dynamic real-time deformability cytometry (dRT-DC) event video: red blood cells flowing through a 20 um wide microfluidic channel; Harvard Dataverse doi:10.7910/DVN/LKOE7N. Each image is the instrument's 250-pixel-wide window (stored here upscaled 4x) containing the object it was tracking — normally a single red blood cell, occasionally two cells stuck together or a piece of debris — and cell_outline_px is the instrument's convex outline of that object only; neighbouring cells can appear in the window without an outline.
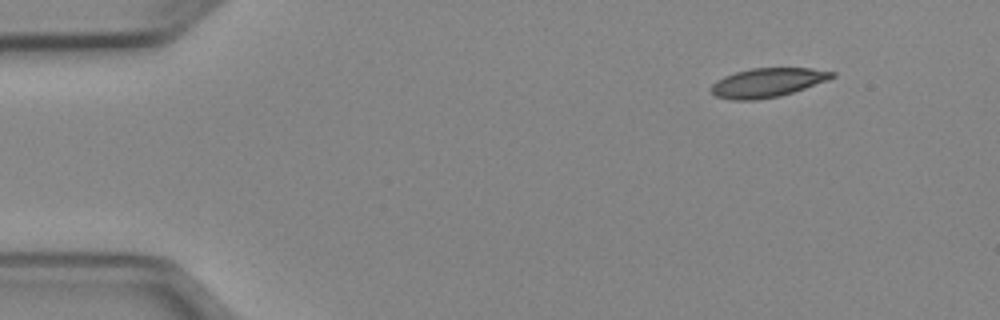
{"species": "Egyptian fruit bat (a non-hibernating species)", "species_latin": "Rousettus aegyptiacus", "temperature_condition": "cold", "stored_images_in_passage": 46, "camera_frame_rate_fps": 3000, "um_per_image_px": 0.085, "animal": {"sex": "female"}, "frame": {"image": 1, "passage_image": 1, "time_ms": 0.0, "image_size_px": [1000, 320], "cell_outline_px": [[836, 76], [828, 80], [780, 96], [756, 100], [732, 100], [716, 96], [708, 88], [716, 80], [724, 76], [736, 72], [752, 68], [812, 68], [836, 72]], "centroid_in_image_um": [65.22, 7.02], "position_along_channel_um": 19.8, "area_um2": 20.52}}
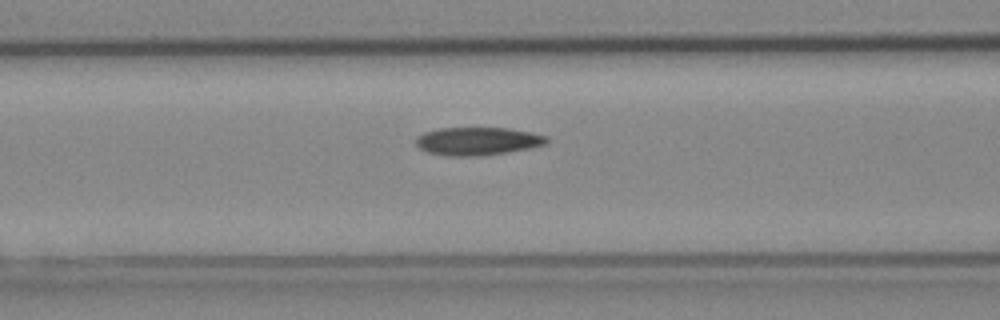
{"frame": {"image": 2, "passage_image": 16, "time_ms": 5.0, "image_size_px": [1000, 320], "cell_outline_px": [[548, 144], [532, 148], [484, 156], [448, 156], [428, 152], [420, 148], [416, 144], [416, 136], [424, 132], [440, 128], [512, 128], [532, 132], [548, 136]], "centroid_in_image_um": [40.65, 12.0], "position_along_channel_um": 126.0, "area_um2": 21.68}}
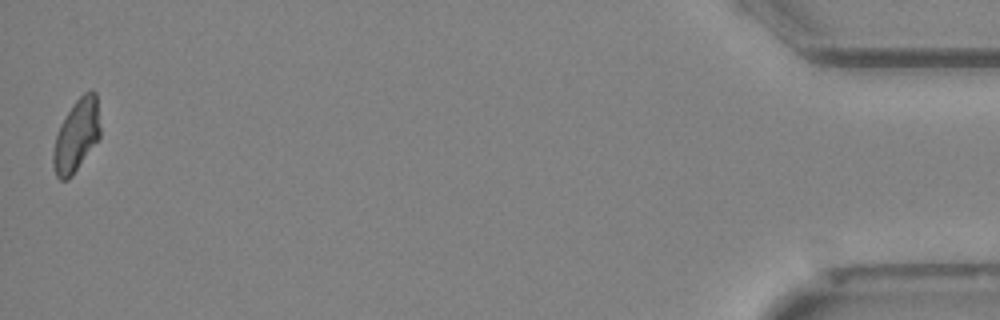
{"frame": {"image": 3, "passage_image": 46, "time_ms": 15.0, "image_size_px": [1000, 320], "cell_outline_px": [[100, 136], [72, 176], [68, 180], [60, 180], [56, 176], [52, 164], [52, 156], [56, 136], [60, 124], [72, 104], [84, 92], [92, 88], [96, 92], [100, 128]], "centroid_in_image_um": [6.49, 11.5], "position_along_channel_um": 428.7, "area_um2": 19.83}, "authors_computed_cell_mechanics": {"area_um2": 21.0392, "velocity_mm_per_s": 3.943, "shape_relaxation_time_tau1_ms": null, "shape_relaxation_time_tau2_ms": 5.6372, "deformation_change_tau1": null, "deformation_change_tau2": 0.1187}}